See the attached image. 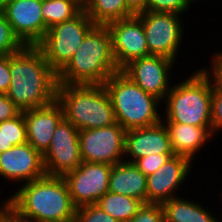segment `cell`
<instances>
[{"instance_id":"28","label":"cell","mask_w":222,"mask_h":222,"mask_svg":"<svg viewBox=\"0 0 222 222\" xmlns=\"http://www.w3.org/2000/svg\"><path fill=\"white\" fill-rule=\"evenodd\" d=\"M75 222H119L96 204L76 208Z\"/></svg>"},{"instance_id":"21","label":"cell","mask_w":222,"mask_h":222,"mask_svg":"<svg viewBox=\"0 0 222 222\" xmlns=\"http://www.w3.org/2000/svg\"><path fill=\"white\" fill-rule=\"evenodd\" d=\"M179 195L162 203L164 222H221L218 214L210 212L207 205L205 208L201 202L182 198L181 192Z\"/></svg>"},{"instance_id":"29","label":"cell","mask_w":222,"mask_h":222,"mask_svg":"<svg viewBox=\"0 0 222 222\" xmlns=\"http://www.w3.org/2000/svg\"><path fill=\"white\" fill-rule=\"evenodd\" d=\"M128 222H164V211L160 203H144Z\"/></svg>"},{"instance_id":"5","label":"cell","mask_w":222,"mask_h":222,"mask_svg":"<svg viewBox=\"0 0 222 222\" xmlns=\"http://www.w3.org/2000/svg\"><path fill=\"white\" fill-rule=\"evenodd\" d=\"M56 100L63 109L64 119L79 131L117 123L111 99L103 84H58Z\"/></svg>"},{"instance_id":"13","label":"cell","mask_w":222,"mask_h":222,"mask_svg":"<svg viewBox=\"0 0 222 222\" xmlns=\"http://www.w3.org/2000/svg\"><path fill=\"white\" fill-rule=\"evenodd\" d=\"M112 36L113 54L119 70L135 59L149 56L142 21L137 15L107 25Z\"/></svg>"},{"instance_id":"27","label":"cell","mask_w":222,"mask_h":222,"mask_svg":"<svg viewBox=\"0 0 222 222\" xmlns=\"http://www.w3.org/2000/svg\"><path fill=\"white\" fill-rule=\"evenodd\" d=\"M192 0H147L146 11L183 15L191 10Z\"/></svg>"},{"instance_id":"39","label":"cell","mask_w":222,"mask_h":222,"mask_svg":"<svg viewBox=\"0 0 222 222\" xmlns=\"http://www.w3.org/2000/svg\"><path fill=\"white\" fill-rule=\"evenodd\" d=\"M13 0H0V9H2L6 4L12 2Z\"/></svg>"},{"instance_id":"19","label":"cell","mask_w":222,"mask_h":222,"mask_svg":"<svg viewBox=\"0 0 222 222\" xmlns=\"http://www.w3.org/2000/svg\"><path fill=\"white\" fill-rule=\"evenodd\" d=\"M170 136V144L174 155L184 156L195 162L206 143L214 140L212 127H201L181 123H165ZM194 160V161H193Z\"/></svg>"},{"instance_id":"16","label":"cell","mask_w":222,"mask_h":222,"mask_svg":"<svg viewBox=\"0 0 222 222\" xmlns=\"http://www.w3.org/2000/svg\"><path fill=\"white\" fill-rule=\"evenodd\" d=\"M42 0H13L2 10L14 34L24 45L36 46L45 36Z\"/></svg>"},{"instance_id":"25","label":"cell","mask_w":222,"mask_h":222,"mask_svg":"<svg viewBox=\"0 0 222 222\" xmlns=\"http://www.w3.org/2000/svg\"><path fill=\"white\" fill-rule=\"evenodd\" d=\"M6 150L27 142L26 122L23 111L5 121Z\"/></svg>"},{"instance_id":"12","label":"cell","mask_w":222,"mask_h":222,"mask_svg":"<svg viewBox=\"0 0 222 222\" xmlns=\"http://www.w3.org/2000/svg\"><path fill=\"white\" fill-rule=\"evenodd\" d=\"M175 63L164 56L149 55L131 61L121 71L144 92L163 102L172 87L169 77Z\"/></svg>"},{"instance_id":"35","label":"cell","mask_w":222,"mask_h":222,"mask_svg":"<svg viewBox=\"0 0 222 222\" xmlns=\"http://www.w3.org/2000/svg\"><path fill=\"white\" fill-rule=\"evenodd\" d=\"M127 9L133 14L138 15L146 11L147 0H125Z\"/></svg>"},{"instance_id":"14","label":"cell","mask_w":222,"mask_h":222,"mask_svg":"<svg viewBox=\"0 0 222 222\" xmlns=\"http://www.w3.org/2000/svg\"><path fill=\"white\" fill-rule=\"evenodd\" d=\"M193 163L184 156L173 155L154 173L146 176V203L162 204L164 201L179 197L177 191L180 192L182 185L191 175L189 172L194 166Z\"/></svg>"},{"instance_id":"38","label":"cell","mask_w":222,"mask_h":222,"mask_svg":"<svg viewBox=\"0 0 222 222\" xmlns=\"http://www.w3.org/2000/svg\"><path fill=\"white\" fill-rule=\"evenodd\" d=\"M97 0H77V3H78V6H79V9L81 11H88L92 6L93 4L96 2Z\"/></svg>"},{"instance_id":"30","label":"cell","mask_w":222,"mask_h":222,"mask_svg":"<svg viewBox=\"0 0 222 222\" xmlns=\"http://www.w3.org/2000/svg\"><path fill=\"white\" fill-rule=\"evenodd\" d=\"M173 155L174 154H152L137 159L134 164L145 176H149Z\"/></svg>"},{"instance_id":"1","label":"cell","mask_w":222,"mask_h":222,"mask_svg":"<svg viewBox=\"0 0 222 222\" xmlns=\"http://www.w3.org/2000/svg\"><path fill=\"white\" fill-rule=\"evenodd\" d=\"M2 207L21 222H75L73 205L63 177L45 175L16 187Z\"/></svg>"},{"instance_id":"34","label":"cell","mask_w":222,"mask_h":222,"mask_svg":"<svg viewBox=\"0 0 222 222\" xmlns=\"http://www.w3.org/2000/svg\"><path fill=\"white\" fill-rule=\"evenodd\" d=\"M19 112L20 110L6 94H0V122L15 117Z\"/></svg>"},{"instance_id":"40","label":"cell","mask_w":222,"mask_h":222,"mask_svg":"<svg viewBox=\"0 0 222 222\" xmlns=\"http://www.w3.org/2000/svg\"><path fill=\"white\" fill-rule=\"evenodd\" d=\"M194 3H196V2H200V0H192ZM203 1V0H202Z\"/></svg>"},{"instance_id":"23","label":"cell","mask_w":222,"mask_h":222,"mask_svg":"<svg viewBox=\"0 0 222 222\" xmlns=\"http://www.w3.org/2000/svg\"><path fill=\"white\" fill-rule=\"evenodd\" d=\"M87 14L95 25L102 26L133 16L127 9L125 0H97Z\"/></svg>"},{"instance_id":"31","label":"cell","mask_w":222,"mask_h":222,"mask_svg":"<svg viewBox=\"0 0 222 222\" xmlns=\"http://www.w3.org/2000/svg\"><path fill=\"white\" fill-rule=\"evenodd\" d=\"M211 124L213 135L218 136V131L222 132V90L212 88V107H211Z\"/></svg>"},{"instance_id":"8","label":"cell","mask_w":222,"mask_h":222,"mask_svg":"<svg viewBox=\"0 0 222 222\" xmlns=\"http://www.w3.org/2000/svg\"><path fill=\"white\" fill-rule=\"evenodd\" d=\"M137 16L142 21L150 55L164 56L177 62L181 43L186 39L184 24L187 23H182L185 16L152 11Z\"/></svg>"},{"instance_id":"36","label":"cell","mask_w":222,"mask_h":222,"mask_svg":"<svg viewBox=\"0 0 222 222\" xmlns=\"http://www.w3.org/2000/svg\"><path fill=\"white\" fill-rule=\"evenodd\" d=\"M6 151L5 121L0 122V153Z\"/></svg>"},{"instance_id":"9","label":"cell","mask_w":222,"mask_h":222,"mask_svg":"<svg viewBox=\"0 0 222 222\" xmlns=\"http://www.w3.org/2000/svg\"><path fill=\"white\" fill-rule=\"evenodd\" d=\"M126 130L117 122L108 127L79 131L82 162L115 165L124 157Z\"/></svg>"},{"instance_id":"3","label":"cell","mask_w":222,"mask_h":222,"mask_svg":"<svg viewBox=\"0 0 222 222\" xmlns=\"http://www.w3.org/2000/svg\"><path fill=\"white\" fill-rule=\"evenodd\" d=\"M118 71L110 30L96 25L57 74V81L67 85H102Z\"/></svg>"},{"instance_id":"22","label":"cell","mask_w":222,"mask_h":222,"mask_svg":"<svg viewBox=\"0 0 222 222\" xmlns=\"http://www.w3.org/2000/svg\"><path fill=\"white\" fill-rule=\"evenodd\" d=\"M144 202L130 196L106 192L96 205L119 222L130 221Z\"/></svg>"},{"instance_id":"2","label":"cell","mask_w":222,"mask_h":222,"mask_svg":"<svg viewBox=\"0 0 222 222\" xmlns=\"http://www.w3.org/2000/svg\"><path fill=\"white\" fill-rule=\"evenodd\" d=\"M10 87L6 95L20 110L45 107L56 100L57 73L37 46L10 54Z\"/></svg>"},{"instance_id":"17","label":"cell","mask_w":222,"mask_h":222,"mask_svg":"<svg viewBox=\"0 0 222 222\" xmlns=\"http://www.w3.org/2000/svg\"><path fill=\"white\" fill-rule=\"evenodd\" d=\"M152 154H174L170 136L163 121L150 127L126 131L124 161L134 163L137 159Z\"/></svg>"},{"instance_id":"32","label":"cell","mask_w":222,"mask_h":222,"mask_svg":"<svg viewBox=\"0 0 222 222\" xmlns=\"http://www.w3.org/2000/svg\"><path fill=\"white\" fill-rule=\"evenodd\" d=\"M218 51L215 50L212 55L210 54L212 56L209 58L211 65L202 67V69L211 77L214 86L222 90V51Z\"/></svg>"},{"instance_id":"24","label":"cell","mask_w":222,"mask_h":222,"mask_svg":"<svg viewBox=\"0 0 222 222\" xmlns=\"http://www.w3.org/2000/svg\"><path fill=\"white\" fill-rule=\"evenodd\" d=\"M80 12L77 0H42L41 14L45 33L54 25L70 20Z\"/></svg>"},{"instance_id":"4","label":"cell","mask_w":222,"mask_h":222,"mask_svg":"<svg viewBox=\"0 0 222 222\" xmlns=\"http://www.w3.org/2000/svg\"><path fill=\"white\" fill-rule=\"evenodd\" d=\"M186 79L172 84L165 100V110L162 115L164 123H181L201 127H212L211 107L212 88L211 77L200 67Z\"/></svg>"},{"instance_id":"7","label":"cell","mask_w":222,"mask_h":222,"mask_svg":"<svg viewBox=\"0 0 222 222\" xmlns=\"http://www.w3.org/2000/svg\"><path fill=\"white\" fill-rule=\"evenodd\" d=\"M95 26L87 12L81 11L72 19L48 29L36 46L43 52L49 66L58 74Z\"/></svg>"},{"instance_id":"37","label":"cell","mask_w":222,"mask_h":222,"mask_svg":"<svg viewBox=\"0 0 222 222\" xmlns=\"http://www.w3.org/2000/svg\"><path fill=\"white\" fill-rule=\"evenodd\" d=\"M0 222H21L15 219L8 211L3 207L0 209Z\"/></svg>"},{"instance_id":"15","label":"cell","mask_w":222,"mask_h":222,"mask_svg":"<svg viewBox=\"0 0 222 222\" xmlns=\"http://www.w3.org/2000/svg\"><path fill=\"white\" fill-rule=\"evenodd\" d=\"M46 175L43 155L28 142L0 153V177L22 185Z\"/></svg>"},{"instance_id":"11","label":"cell","mask_w":222,"mask_h":222,"mask_svg":"<svg viewBox=\"0 0 222 222\" xmlns=\"http://www.w3.org/2000/svg\"><path fill=\"white\" fill-rule=\"evenodd\" d=\"M112 166L106 163L82 162L63 176L76 208L96 204L108 192Z\"/></svg>"},{"instance_id":"26","label":"cell","mask_w":222,"mask_h":222,"mask_svg":"<svg viewBox=\"0 0 222 222\" xmlns=\"http://www.w3.org/2000/svg\"><path fill=\"white\" fill-rule=\"evenodd\" d=\"M25 45L14 34L12 27L0 9V55H10L20 51Z\"/></svg>"},{"instance_id":"33","label":"cell","mask_w":222,"mask_h":222,"mask_svg":"<svg viewBox=\"0 0 222 222\" xmlns=\"http://www.w3.org/2000/svg\"><path fill=\"white\" fill-rule=\"evenodd\" d=\"M10 55H0V94H6L11 81Z\"/></svg>"},{"instance_id":"18","label":"cell","mask_w":222,"mask_h":222,"mask_svg":"<svg viewBox=\"0 0 222 222\" xmlns=\"http://www.w3.org/2000/svg\"><path fill=\"white\" fill-rule=\"evenodd\" d=\"M26 122L27 142L42 155L49 148L56 126L64 118L61 105L53 103L23 111Z\"/></svg>"},{"instance_id":"6","label":"cell","mask_w":222,"mask_h":222,"mask_svg":"<svg viewBox=\"0 0 222 222\" xmlns=\"http://www.w3.org/2000/svg\"><path fill=\"white\" fill-rule=\"evenodd\" d=\"M103 85L111 99L116 121L126 131L150 127L162 121L159 109L163 102L144 92L121 70L111 75Z\"/></svg>"},{"instance_id":"10","label":"cell","mask_w":222,"mask_h":222,"mask_svg":"<svg viewBox=\"0 0 222 222\" xmlns=\"http://www.w3.org/2000/svg\"><path fill=\"white\" fill-rule=\"evenodd\" d=\"M81 163L79 130L63 118L56 126L49 148L43 154L45 173L63 177Z\"/></svg>"},{"instance_id":"20","label":"cell","mask_w":222,"mask_h":222,"mask_svg":"<svg viewBox=\"0 0 222 222\" xmlns=\"http://www.w3.org/2000/svg\"><path fill=\"white\" fill-rule=\"evenodd\" d=\"M108 192L130 196L146 203V176L134 163L119 162L112 166Z\"/></svg>"}]
</instances>
